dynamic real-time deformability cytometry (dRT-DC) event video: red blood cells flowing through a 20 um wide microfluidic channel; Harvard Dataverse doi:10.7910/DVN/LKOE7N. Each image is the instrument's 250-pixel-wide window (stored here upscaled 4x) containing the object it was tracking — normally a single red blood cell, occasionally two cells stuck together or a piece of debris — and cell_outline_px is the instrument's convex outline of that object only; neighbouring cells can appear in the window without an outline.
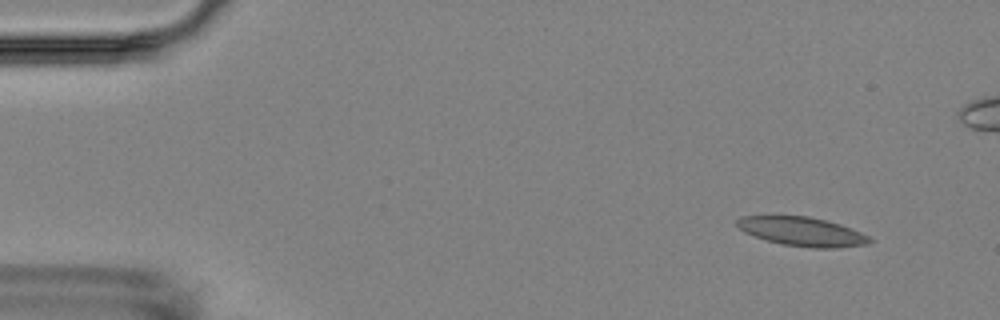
{"species": "Egyptian fruit bat (a non-hibernating species)", "species_latin": "Rousettus aegyptiacus", "temperature_condition": "room temperature", "stored_images_in_passage": 4, "camera_frame_rate_fps": 3000, "um_per_image_px": 0.085, "animal": {"sex": "female"}, "frame": {"image": 1, "passage_image": 1, "time_ms": 0.0, "image_size_px": [1000, 320], "cell_outline_px": [[872, 240], [868, 244], [836, 248], [812, 248], [780, 244], [744, 232], [736, 224], [736, 220], [740, 216], [808, 216], [840, 224], [852, 228], [868, 236]], "centroid_in_image_um": [68.19, 19.68], "position_along_channel_um": 16.8, "area_um2": 22.25}}